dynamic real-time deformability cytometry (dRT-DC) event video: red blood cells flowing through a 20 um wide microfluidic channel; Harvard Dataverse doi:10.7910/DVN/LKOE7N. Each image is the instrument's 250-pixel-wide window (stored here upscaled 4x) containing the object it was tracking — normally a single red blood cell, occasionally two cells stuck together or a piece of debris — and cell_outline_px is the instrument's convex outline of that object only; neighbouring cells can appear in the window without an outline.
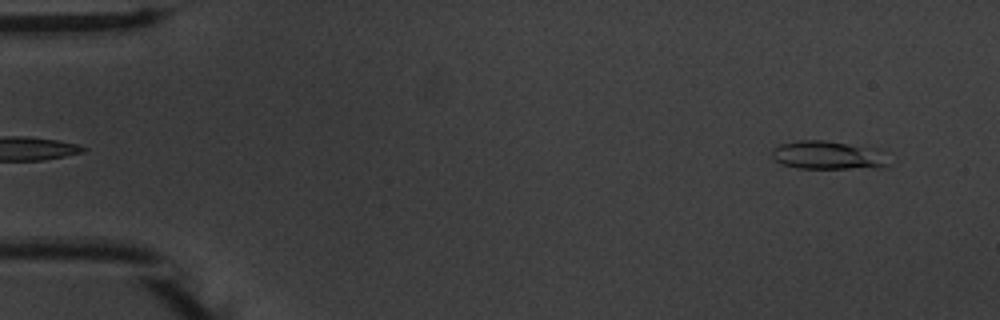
{"species": "common noctule bat (a hibernating species)", "species_latin": "Nyctalus noctula", "temperature_condition": "warm", "stored_images_in_passage": 52, "camera_frame_rate_fps": 3000, "um_per_image_px": 0.085, "animal": {"sex": "male", "body_mass_g": 20.1, "forearm_length_mm": 53.5}, "frame": {"image": 1, "passage_image": 2, "time_ms": 0.333, "image_size_px": [1000, 320], "cell_outline_px": [[892, 164], [880, 168], [796, 168], [780, 164], [772, 156], [772, 148], [780, 144], [796, 140], [828, 140], [876, 148], [884, 152]], "centroid_in_image_um": [70.43, 13.19], "position_along_channel_um": 14.6, "area_um2": 19.83}}
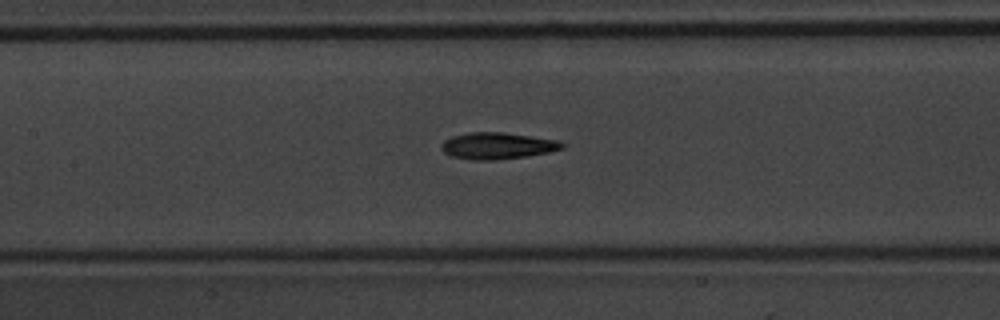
{"frame": {"image": 2, "passage_image": 23, "time_ms": 7.333, "image_size_px": [1000, 320], "cell_outline_px": [[568, 144], [564, 148], [548, 152], [524, 156], [496, 160], [472, 160], [452, 156], [444, 152], [440, 148], [440, 144], [444, 140], [452, 136], [468, 132], [504, 132], [532, 136], [556, 140]], "centroid_in_image_um": [42.26, 12.38], "position_along_channel_um": 165.1, "area_um2": 18.79}}
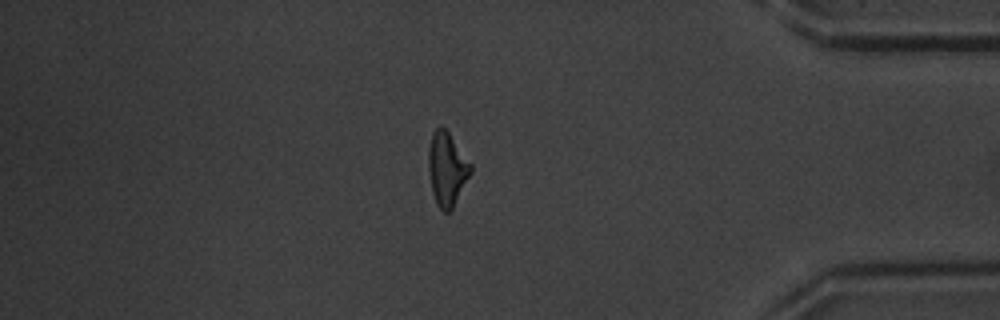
{"frame": {"image": 3, "passage_image": 44, "time_ms": 14.333, "image_size_px": [1000, 320], "cell_outline_px": [[472, 172], [452, 208], [448, 212], [444, 212], [436, 204], [432, 192], [428, 168], [428, 148], [432, 132], [440, 124], [448, 132], [472, 164]], "centroid_in_image_um": [37.98, 14.34], "position_along_channel_um": 397.2, "area_um2": 18.09}, "authors_computed_cell_mechanics": {"area_um2": 17.8313, "velocity_mm_per_s": 3.7477, "shape_relaxation_time_tau1_ms": 5.2601, "shape_relaxation_time_tau2_ms": 5.1188, "deformation_change_tau1": 0.1989, "deformation_change_tau2": 0.1628}}